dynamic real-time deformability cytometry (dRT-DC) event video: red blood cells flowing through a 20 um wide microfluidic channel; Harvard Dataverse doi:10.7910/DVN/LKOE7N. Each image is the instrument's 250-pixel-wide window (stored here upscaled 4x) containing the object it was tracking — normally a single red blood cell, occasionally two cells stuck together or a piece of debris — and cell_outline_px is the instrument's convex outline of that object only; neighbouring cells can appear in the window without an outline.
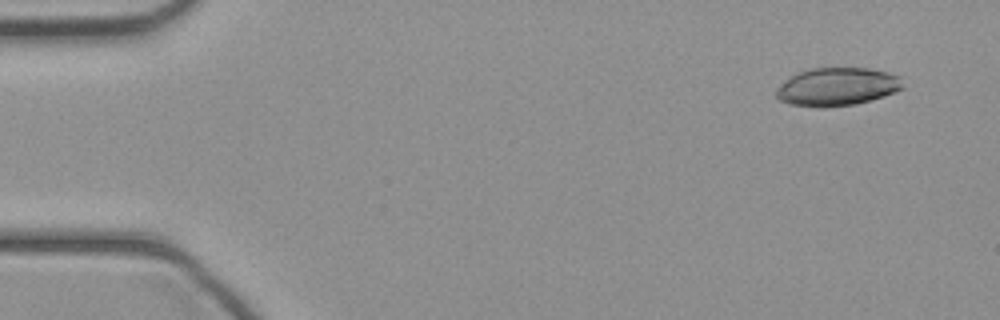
{"species": "common noctule bat (a hibernating species)", "species_latin": "Nyctalus noctula", "temperature_condition": "cold", "stored_images_in_passage": 43, "camera_frame_rate_fps": 3000, "um_per_image_px": 0.085, "animal": {"sex": "female", "body_mass_g": 21.9}, "frame": {"image": 1, "passage_image": 2, "time_ms": 0.333, "image_size_px": [1000, 320], "cell_outline_px": [[904, 88], [896, 92], [884, 96], [856, 104], [824, 108], [816, 108], [788, 104], [780, 100], [776, 96], [776, 88], [796, 72], [812, 68], [868, 68], [888, 72], [900, 76], [904, 84]], "centroid_in_image_um": [71.16, 7.38], "position_along_channel_um": 13.8, "area_um2": 28.5}}
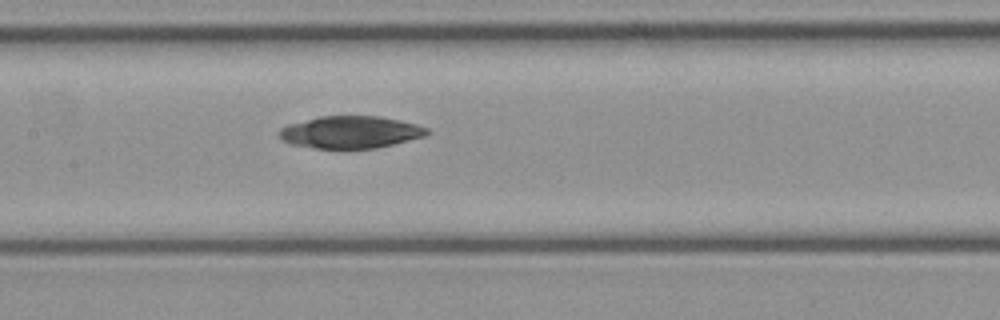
{"frame": {"image": 2, "passage_image": 20, "time_ms": 6.333, "image_size_px": [1000, 320], "cell_outline_px": [[432, 132], [424, 136], [376, 148], [316, 148], [292, 144], [276, 136], [280, 128], [288, 124], [320, 116], [380, 116], [400, 120], [416, 124], [428, 128]], "centroid_in_image_um": [29.78, 11.22], "position_along_channel_um": 177.6, "area_um2": 27.69}}
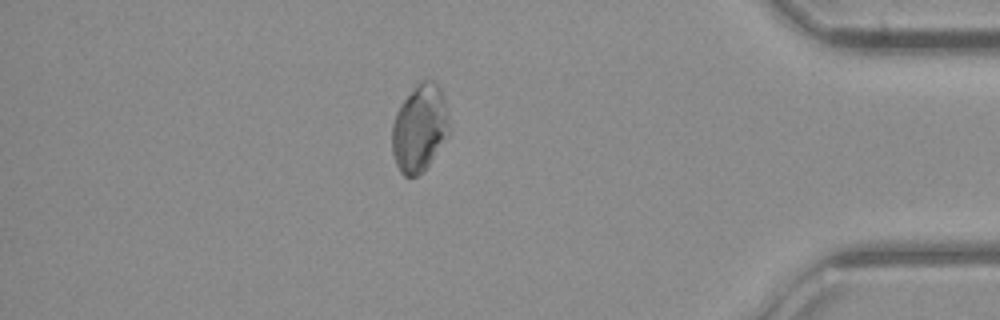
{"frame": {"image": 3, "passage_image": 37, "time_ms": 12.0, "image_size_px": [1000, 320], "cell_outline_px": [[448, 136], [424, 172], [416, 176], [404, 176], [400, 172], [396, 164], [392, 152], [392, 124], [396, 112], [400, 104], [416, 84], [420, 80], [428, 76], [440, 88], [444, 96], [448, 116]], "centroid_in_image_um": [35.66, 10.88], "position_along_channel_um": 399.5, "area_um2": 29.36}}